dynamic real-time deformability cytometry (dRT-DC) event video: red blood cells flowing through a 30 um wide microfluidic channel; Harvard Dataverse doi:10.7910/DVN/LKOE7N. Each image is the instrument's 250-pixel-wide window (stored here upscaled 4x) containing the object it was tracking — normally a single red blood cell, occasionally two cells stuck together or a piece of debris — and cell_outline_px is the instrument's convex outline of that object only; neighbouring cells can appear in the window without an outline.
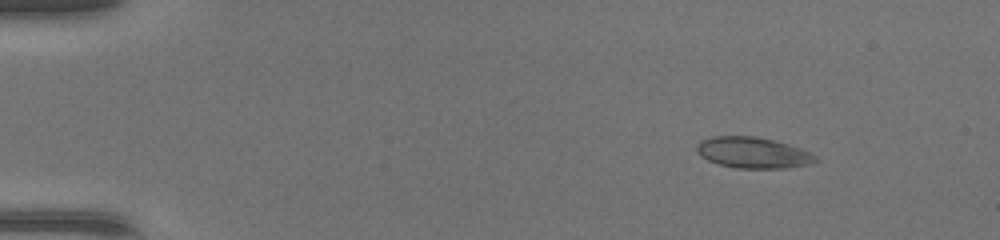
{"species": "common noctule bat (a hibernating species)", "species_latin": "Nyctalus noctula", "temperature_condition": "warm", "stored_images_in_passage": 43, "camera_frame_rate_fps": 3000, "um_per_image_px": 0.085, "animal": {"sex": "female", "body_mass_g": 17.0, "forearm_length_mm": 48.0}, "frame": {"image": 1, "passage_image": 1, "time_ms": 0.0, "image_size_px": [1000, 240], "cell_outline_px": [[816, 160], [812, 164], [784, 168], [736, 168], [720, 164], [708, 160], [700, 156], [696, 152], [696, 148], [700, 140], [712, 136], [752, 136], [772, 140], [788, 144], [800, 148], [816, 156]], "centroid_in_image_um": [63.96, 12.98], "position_along_channel_um": 21.0, "area_um2": 21.33}}
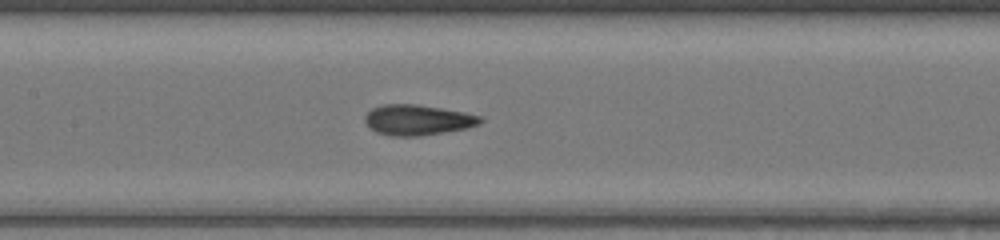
{"frame": {"image": 2, "passage_image": 19, "time_ms": 6.0, "image_size_px": [1000, 240], "cell_outline_px": [[484, 120], [480, 124], [468, 128], [420, 136], [388, 136], [376, 132], [364, 120], [364, 116], [372, 108], [384, 104], [416, 104], [464, 112], [480, 116]], "centroid_in_image_um": [35.5, 10.2], "position_along_channel_um": 171.9, "area_um2": 20.46}}
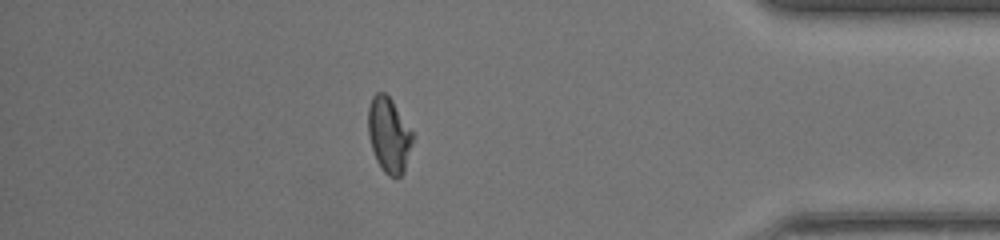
{"frame": {"image": 3, "passage_image": 37, "time_ms": 12.0, "image_size_px": [1000, 240], "cell_outline_px": [[412, 140], [404, 172], [400, 176], [388, 176], [380, 168], [376, 160], [372, 148], [368, 132], [368, 108], [372, 96], [376, 92], [384, 92], [392, 100], [412, 132]], "centroid_in_image_um": [33.03, 11.47], "position_along_channel_um": 402.2, "area_um2": 19.19}, "authors_computed_cell_mechanics": {"area_um2": 20.1722, "velocity_mm_per_s": 4.4129, "shape_relaxation_time_tau1_ms": 9.2258, "shape_relaxation_time_tau2_ms": 1.2681, "deformation_change_tau1": 0.2337, "deformation_change_tau2": 0.0696}}